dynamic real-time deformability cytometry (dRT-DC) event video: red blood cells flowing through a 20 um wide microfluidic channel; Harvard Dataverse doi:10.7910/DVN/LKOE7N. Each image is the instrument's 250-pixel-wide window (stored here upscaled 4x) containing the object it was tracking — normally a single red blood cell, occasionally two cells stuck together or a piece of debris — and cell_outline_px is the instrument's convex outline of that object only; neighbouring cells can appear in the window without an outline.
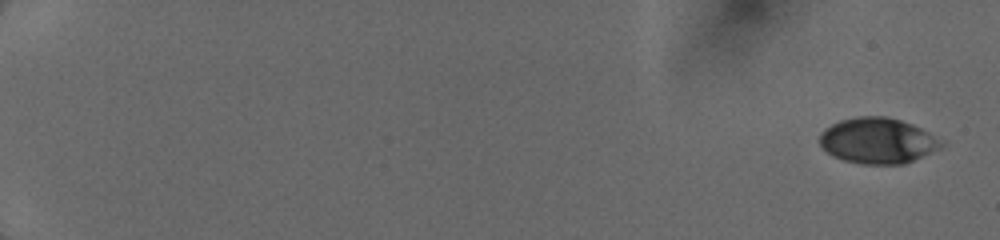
{"species": "human", "species_latin": "Homo sapiens", "temperature_condition": "cold", "stored_images_in_passage": 51, "camera_frame_rate_fps": 3000, "um_per_image_px": 0.085, "donor": {"sex": "female"}, "frame": {"image": 1, "passage_image": 1, "time_ms": 0.0, "image_size_px": [1000, 240], "cell_outline_px": [[944, 144], [940, 148], [904, 164], [864, 164], [844, 160], [832, 156], [820, 144], [820, 132], [824, 128], [840, 120], [856, 116], [888, 116], [912, 124], [944, 140]], "centroid_in_image_um": [74.6, 11.95], "position_along_channel_um": 10.4, "area_um2": 32.43}}
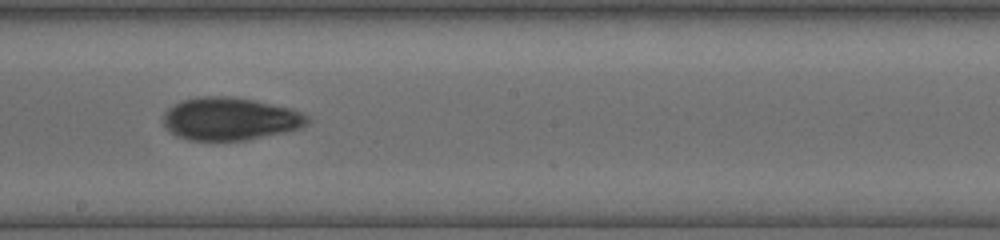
{"frame": {"image": 2, "passage_image": 27, "time_ms": 10.333, "image_size_px": [1000, 240], "cell_outline_px": [[308, 124], [300, 128], [284, 132], [244, 140], [188, 140], [176, 136], [164, 128], [164, 112], [168, 108], [184, 100], [204, 96], [232, 96], [292, 108], [308, 116]], "centroid_in_image_um": [19.54, 10.1], "position_along_channel_um": 228.7, "area_um2": 35.72}}
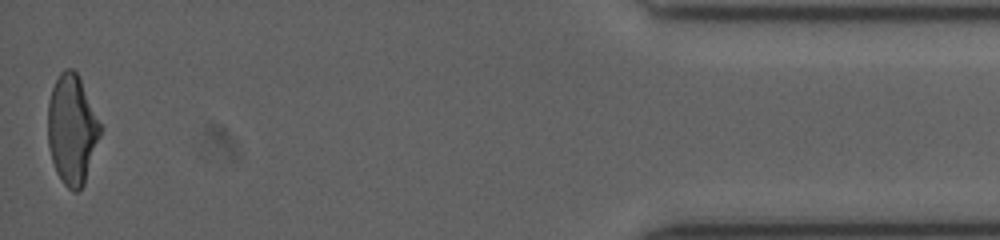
{"frame": {"image": 3, "passage_image": 51, "time_ms": 16.667, "image_size_px": [1000, 240], "cell_outline_px": [[104, 128], [84, 184], [76, 192], [72, 192], [64, 184], [56, 172], [52, 160], [48, 144], [48, 100], [52, 88], [60, 72], [64, 68], [72, 68], [76, 72]], "centroid_in_image_um": [6.14, 11.02], "position_along_channel_um": 429.1, "area_um2": 33.76}}